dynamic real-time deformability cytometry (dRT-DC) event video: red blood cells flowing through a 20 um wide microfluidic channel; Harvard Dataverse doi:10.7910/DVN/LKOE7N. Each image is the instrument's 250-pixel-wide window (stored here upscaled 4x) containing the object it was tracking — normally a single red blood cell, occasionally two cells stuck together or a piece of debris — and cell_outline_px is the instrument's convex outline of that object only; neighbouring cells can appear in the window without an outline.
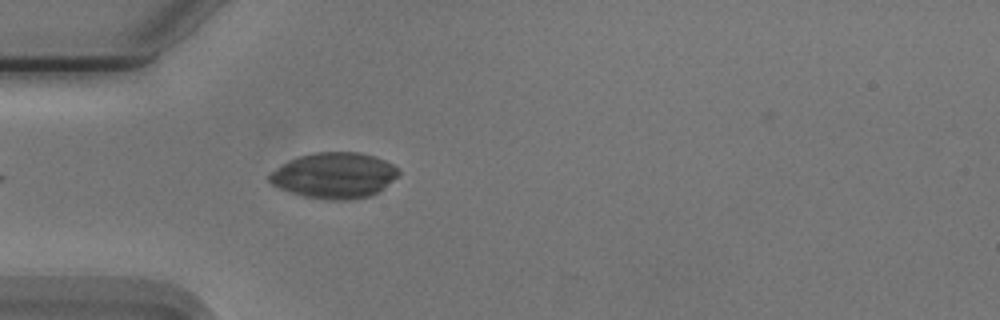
{"species": "Egyptian fruit bat (a non-hibernating species)", "species_latin": "Rousettus aegyptiacus", "temperature_condition": "cold", "stored_images_in_passage": 5, "camera_frame_rate_fps": 3000, "um_per_image_px": 0.085, "animal": {"sex": "male"}, "frame": {"image": 1, "passage_image": 1, "time_ms": 0.0, "image_size_px": [1000, 320], "cell_outline_px": [[400, 172], [384, 188], [372, 196], [352, 200], [324, 200], [304, 196], [288, 192], [272, 184], [268, 180], [268, 176], [272, 172], [284, 164], [300, 156], [316, 152], [360, 152], [384, 160], [392, 164]], "centroid_in_image_um": [28.42, 14.93], "position_along_channel_um": 56.6, "area_um2": 34.22}}